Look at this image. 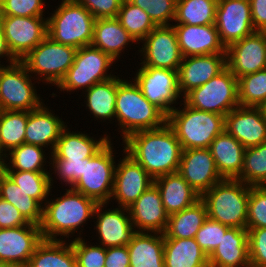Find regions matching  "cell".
<instances>
[{
	"mask_svg": "<svg viewBox=\"0 0 266 267\" xmlns=\"http://www.w3.org/2000/svg\"><path fill=\"white\" fill-rule=\"evenodd\" d=\"M108 203H99L94 215L96 234H98L99 245L104 248L126 246L131 241L136 229L132 224L129 210L124 207L110 208L104 210ZM104 210V211H102ZM126 212V213H125Z\"/></svg>",
	"mask_w": 266,
	"mask_h": 267,
	"instance_id": "obj_19",
	"label": "cell"
},
{
	"mask_svg": "<svg viewBox=\"0 0 266 267\" xmlns=\"http://www.w3.org/2000/svg\"><path fill=\"white\" fill-rule=\"evenodd\" d=\"M154 184L160 192L168 215L190 207L201 198L178 172L157 177Z\"/></svg>",
	"mask_w": 266,
	"mask_h": 267,
	"instance_id": "obj_29",
	"label": "cell"
},
{
	"mask_svg": "<svg viewBox=\"0 0 266 267\" xmlns=\"http://www.w3.org/2000/svg\"><path fill=\"white\" fill-rule=\"evenodd\" d=\"M29 267H77L71 242L43 239L28 262Z\"/></svg>",
	"mask_w": 266,
	"mask_h": 267,
	"instance_id": "obj_34",
	"label": "cell"
},
{
	"mask_svg": "<svg viewBox=\"0 0 266 267\" xmlns=\"http://www.w3.org/2000/svg\"><path fill=\"white\" fill-rule=\"evenodd\" d=\"M230 227L207 217L197 231L195 240L200 248L209 256L220 244L224 234Z\"/></svg>",
	"mask_w": 266,
	"mask_h": 267,
	"instance_id": "obj_47",
	"label": "cell"
},
{
	"mask_svg": "<svg viewBox=\"0 0 266 267\" xmlns=\"http://www.w3.org/2000/svg\"><path fill=\"white\" fill-rule=\"evenodd\" d=\"M266 228V186H250L247 228Z\"/></svg>",
	"mask_w": 266,
	"mask_h": 267,
	"instance_id": "obj_46",
	"label": "cell"
},
{
	"mask_svg": "<svg viewBox=\"0 0 266 267\" xmlns=\"http://www.w3.org/2000/svg\"><path fill=\"white\" fill-rule=\"evenodd\" d=\"M247 230L251 267H266V228Z\"/></svg>",
	"mask_w": 266,
	"mask_h": 267,
	"instance_id": "obj_49",
	"label": "cell"
},
{
	"mask_svg": "<svg viewBox=\"0 0 266 267\" xmlns=\"http://www.w3.org/2000/svg\"><path fill=\"white\" fill-rule=\"evenodd\" d=\"M172 26L177 34L179 48L183 57L210 54H226L218 30L214 24L188 25L175 24Z\"/></svg>",
	"mask_w": 266,
	"mask_h": 267,
	"instance_id": "obj_23",
	"label": "cell"
},
{
	"mask_svg": "<svg viewBox=\"0 0 266 267\" xmlns=\"http://www.w3.org/2000/svg\"><path fill=\"white\" fill-rule=\"evenodd\" d=\"M237 180L250 186H266V142L245 149L243 167Z\"/></svg>",
	"mask_w": 266,
	"mask_h": 267,
	"instance_id": "obj_42",
	"label": "cell"
},
{
	"mask_svg": "<svg viewBox=\"0 0 266 267\" xmlns=\"http://www.w3.org/2000/svg\"><path fill=\"white\" fill-rule=\"evenodd\" d=\"M0 267H29V266L28 264L7 263V264H0Z\"/></svg>",
	"mask_w": 266,
	"mask_h": 267,
	"instance_id": "obj_57",
	"label": "cell"
},
{
	"mask_svg": "<svg viewBox=\"0 0 266 267\" xmlns=\"http://www.w3.org/2000/svg\"><path fill=\"white\" fill-rule=\"evenodd\" d=\"M5 173L30 197L42 206L51 194L53 185L52 173L5 170ZM44 201V202H43Z\"/></svg>",
	"mask_w": 266,
	"mask_h": 267,
	"instance_id": "obj_39",
	"label": "cell"
},
{
	"mask_svg": "<svg viewBox=\"0 0 266 267\" xmlns=\"http://www.w3.org/2000/svg\"><path fill=\"white\" fill-rule=\"evenodd\" d=\"M6 153L0 148V175L5 173V169H6V163L8 162L6 161Z\"/></svg>",
	"mask_w": 266,
	"mask_h": 267,
	"instance_id": "obj_56",
	"label": "cell"
},
{
	"mask_svg": "<svg viewBox=\"0 0 266 267\" xmlns=\"http://www.w3.org/2000/svg\"><path fill=\"white\" fill-rule=\"evenodd\" d=\"M239 106L261 107L266 103V69L238 78Z\"/></svg>",
	"mask_w": 266,
	"mask_h": 267,
	"instance_id": "obj_43",
	"label": "cell"
},
{
	"mask_svg": "<svg viewBox=\"0 0 266 267\" xmlns=\"http://www.w3.org/2000/svg\"><path fill=\"white\" fill-rule=\"evenodd\" d=\"M217 171L223 179H237L244 161V146L226 130L220 133L209 147Z\"/></svg>",
	"mask_w": 266,
	"mask_h": 267,
	"instance_id": "obj_28",
	"label": "cell"
},
{
	"mask_svg": "<svg viewBox=\"0 0 266 267\" xmlns=\"http://www.w3.org/2000/svg\"><path fill=\"white\" fill-rule=\"evenodd\" d=\"M83 5L95 19L116 18L123 0H76Z\"/></svg>",
	"mask_w": 266,
	"mask_h": 267,
	"instance_id": "obj_51",
	"label": "cell"
},
{
	"mask_svg": "<svg viewBox=\"0 0 266 267\" xmlns=\"http://www.w3.org/2000/svg\"><path fill=\"white\" fill-rule=\"evenodd\" d=\"M125 156L116 164L112 200L118 202V207L128 208L143 193L154 184V179L148 172L123 149Z\"/></svg>",
	"mask_w": 266,
	"mask_h": 267,
	"instance_id": "obj_16",
	"label": "cell"
},
{
	"mask_svg": "<svg viewBox=\"0 0 266 267\" xmlns=\"http://www.w3.org/2000/svg\"><path fill=\"white\" fill-rule=\"evenodd\" d=\"M214 25L225 48L253 34L250 0H218Z\"/></svg>",
	"mask_w": 266,
	"mask_h": 267,
	"instance_id": "obj_15",
	"label": "cell"
},
{
	"mask_svg": "<svg viewBox=\"0 0 266 267\" xmlns=\"http://www.w3.org/2000/svg\"><path fill=\"white\" fill-rule=\"evenodd\" d=\"M127 248L130 267H165L164 234L136 232Z\"/></svg>",
	"mask_w": 266,
	"mask_h": 267,
	"instance_id": "obj_31",
	"label": "cell"
},
{
	"mask_svg": "<svg viewBox=\"0 0 266 267\" xmlns=\"http://www.w3.org/2000/svg\"><path fill=\"white\" fill-rule=\"evenodd\" d=\"M218 0H177L174 22L188 25L215 24Z\"/></svg>",
	"mask_w": 266,
	"mask_h": 267,
	"instance_id": "obj_37",
	"label": "cell"
},
{
	"mask_svg": "<svg viewBox=\"0 0 266 267\" xmlns=\"http://www.w3.org/2000/svg\"><path fill=\"white\" fill-rule=\"evenodd\" d=\"M131 42L137 43L117 18L95 19L91 46L117 60Z\"/></svg>",
	"mask_w": 266,
	"mask_h": 267,
	"instance_id": "obj_30",
	"label": "cell"
},
{
	"mask_svg": "<svg viewBox=\"0 0 266 267\" xmlns=\"http://www.w3.org/2000/svg\"><path fill=\"white\" fill-rule=\"evenodd\" d=\"M28 111L0 110V148L7 154L25 143Z\"/></svg>",
	"mask_w": 266,
	"mask_h": 267,
	"instance_id": "obj_38",
	"label": "cell"
},
{
	"mask_svg": "<svg viewBox=\"0 0 266 267\" xmlns=\"http://www.w3.org/2000/svg\"><path fill=\"white\" fill-rule=\"evenodd\" d=\"M226 67V54L183 57L178 68V87L181 97L205 84Z\"/></svg>",
	"mask_w": 266,
	"mask_h": 267,
	"instance_id": "obj_22",
	"label": "cell"
},
{
	"mask_svg": "<svg viewBox=\"0 0 266 267\" xmlns=\"http://www.w3.org/2000/svg\"><path fill=\"white\" fill-rule=\"evenodd\" d=\"M225 130L245 149L266 142V119L260 107H236L225 116Z\"/></svg>",
	"mask_w": 266,
	"mask_h": 267,
	"instance_id": "obj_21",
	"label": "cell"
},
{
	"mask_svg": "<svg viewBox=\"0 0 266 267\" xmlns=\"http://www.w3.org/2000/svg\"><path fill=\"white\" fill-rule=\"evenodd\" d=\"M43 103L39 108L28 111L25 143L41 147L50 146L52 154L62 130L67 126Z\"/></svg>",
	"mask_w": 266,
	"mask_h": 267,
	"instance_id": "obj_25",
	"label": "cell"
},
{
	"mask_svg": "<svg viewBox=\"0 0 266 267\" xmlns=\"http://www.w3.org/2000/svg\"><path fill=\"white\" fill-rule=\"evenodd\" d=\"M116 18L137 44L157 27L145 10L132 4L129 0H123Z\"/></svg>",
	"mask_w": 266,
	"mask_h": 267,
	"instance_id": "obj_41",
	"label": "cell"
},
{
	"mask_svg": "<svg viewBox=\"0 0 266 267\" xmlns=\"http://www.w3.org/2000/svg\"><path fill=\"white\" fill-rule=\"evenodd\" d=\"M85 94L86 108L96 120H108L115 118V104L117 94V76L106 81L94 84L83 91ZM111 119V120H110Z\"/></svg>",
	"mask_w": 266,
	"mask_h": 267,
	"instance_id": "obj_35",
	"label": "cell"
},
{
	"mask_svg": "<svg viewBox=\"0 0 266 267\" xmlns=\"http://www.w3.org/2000/svg\"><path fill=\"white\" fill-rule=\"evenodd\" d=\"M104 267H130L127 245L106 248Z\"/></svg>",
	"mask_w": 266,
	"mask_h": 267,
	"instance_id": "obj_53",
	"label": "cell"
},
{
	"mask_svg": "<svg viewBox=\"0 0 266 267\" xmlns=\"http://www.w3.org/2000/svg\"><path fill=\"white\" fill-rule=\"evenodd\" d=\"M60 3L47 17V36L54 42L77 49L90 46L94 16L76 0H62Z\"/></svg>",
	"mask_w": 266,
	"mask_h": 267,
	"instance_id": "obj_6",
	"label": "cell"
},
{
	"mask_svg": "<svg viewBox=\"0 0 266 267\" xmlns=\"http://www.w3.org/2000/svg\"><path fill=\"white\" fill-rule=\"evenodd\" d=\"M209 267H251L248 230L230 227L208 256Z\"/></svg>",
	"mask_w": 266,
	"mask_h": 267,
	"instance_id": "obj_26",
	"label": "cell"
},
{
	"mask_svg": "<svg viewBox=\"0 0 266 267\" xmlns=\"http://www.w3.org/2000/svg\"><path fill=\"white\" fill-rule=\"evenodd\" d=\"M0 197L13 204L29 223L41 225L43 206L27 195L6 173L0 175Z\"/></svg>",
	"mask_w": 266,
	"mask_h": 267,
	"instance_id": "obj_36",
	"label": "cell"
},
{
	"mask_svg": "<svg viewBox=\"0 0 266 267\" xmlns=\"http://www.w3.org/2000/svg\"><path fill=\"white\" fill-rule=\"evenodd\" d=\"M76 52L77 48L54 42L47 36L21 62L30 74L36 75L34 79L57 87L72 66Z\"/></svg>",
	"mask_w": 266,
	"mask_h": 267,
	"instance_id": "obj_7",
	"label": "cell"
},
{
	"mask_svg": "<svg viewBox=\"0 0 266 267\" xmlns=\"http://www.w3.org/2000/svg\"><path fill=\"white\" fill-rule=\"evenodd\" d=\"M4 58V57H7V61L6 63L8 62V64H12L16 61H18L10 52L9 50V47L7 45V42H6V38H5V35H4V31H3V28H2V25L0 23V60L1 58ZM0 66H4L1 64V61H0Z\"/></svg>",
	"mask_w": 266,
	"mask_h": 267,
	"instance_id": "obj_55",
	"label": "cell"
},
{
	"mask_svg": "<svg viewBox=\"0 0 266 267\" xmlns=\"http://www.w3.org/2000/svg\"><path fill=\"white\" fill-rule=\"evenodd\" d=\"M66 126L57 140L53 153L49 160H82L93 157L99 152L111 139L104 134L103 137L95 139L87 133L71 132Z\"/></svg>",
	"mask_w": 266,
	"mask_h": 267,
	"instance_id": "obj_27",
	"label": "cell"
},
{
	"mask_svg": "<svg viewBox=\"0 0 266 267\" xmlns=\"http://www.w3.org/2000/svg\"><path fill=\"white\" fill-rule=\"evenodd\" d=\"M44 153L41 146L23 143L6 154L9 162L5 170L49 172L44 167L46 162L50 163Z\"/></svg>",
	"mask_w": 266,
	"mask_h": 267,
	"instance_id": "obj_40",
	"label": "cell"
},
{
	"mask_svg": "<svg viewBox=\"0 0 266 267\" xmlns=\"http://www.w3.org/2000/svg\"><path fill=\"white\" fill-rule=\"evenodd\" d=\"M11 54L21 61L47 37V18L43 16H0Z\"/></svg>",
	"mask_w": 266,
	"mask_h": 267,
	"instance_id": "obj_13",
	"label": "cell"
},
{
	"mask_svg": "<svg viewBox=\"0 0 266 267\" xmlns=\"http://www.w3.org/2000/svg\"><path fill=\"white\" fill-rule=\"evenodd\" d=\"M128 210L136 232L164 233L169 215L155 184L147 188Z\"/></svg>",
	"mask_w": 266,
	"mask_h": 267,
	"instance_id": "obj_24",
	"label": "cell"
},
{
	"mask_svg": "<svg viewBox=\"0 0 266 267\" xmlns=\"http://www.w3.org/2000/svg\"><path fill=\"white\" fill-rule=\"evenodd\" d=\"M111 140L93 157L84 159L83 175L71 187L96 200L109 203L114 185L116 162Z\"/></svg>",
	"mask_w": 266,
	"mask_h": 267,
	"instance_id": "obj_10",
	"label": "cell"
},
{
	"mask_svg": "<svg viewBox=\"0 0 266 267\" xmlns=\"http://www.w3.org/2000/svg\"><path fill=\"white\" fill-rule=\"evenodd\" d=\"M207 217L206 204L200 198L190 207L169 215L164 238H195Z\"/></svg>",
	"mask_w": 266,
	"mask_h": 267,
	"instance_id": "obj_33",
	"label": "cell"
},
{
	"mask_svg": "<svg viewBox=\"0 0 266 267\" xmlns=\"http://www.w3.org/2000/svg\"><path fill=\"white\" fill-rule=\"evenodd\" d=\"M177 172L200 196L223 180L209 148L182 150Z\"/></svg>",
	"mask_w": 266,
	"mask_h": 267,
	"instance_id": "obj_18",
	"label": "cell"
},
{
	"mask_svg": "<svg viewBox=\"0 0 266 267\" xmlns=\"http://www.w3.org/2000/svg\"><path fill=\"white\" fill-rule=\"evenodd\" d=\"M55 174L58 175L62 182H66V186L72 187L78 179L83 175L84 159L80 160H50Z\"/></svg>",
	"mask_w": 266,
	"mask_h": 267,
	"instance_id": "obj_50",
	"label": "cell"
},
{
	"mask_svg": "<svg viewBox=\"0 0 266 267\" xmlns=\"http://www.w3.org/2000/svg\"><path fill=\"white\" fill-rule=\"evenodd\" d=\"M81 230L79 237L71 240L72 248L75 253L77 267H104L106 248L102 245H90L81 237Z\"/></svg>",
	"mask_w": 266,
	"mask_h": 267,
	"instance_id": "obj_44",
	"label": "cell"
},
{
	"mask_svg": "<svg viewBox=\"0 0 266 267\" xmlns=\"http://www.w3.org/2000/svg\"><path fill=\"white\" fill-rule=\"evenodd\" d=\"M260 108H261V110L263 112V115H264V117L266 119V103H264Z\"/></svg>",
	"mask_w": 266,
	"mask_h": 267,
	"instance_id": "obj_58",
	"label": "cell"
},
{
	"mask_svg": "<svg viewBox=\"0 0 266 267\" xmlns=\"http://www.w3.org/2000/svg\"><path fill=\"white\" fill-rule=\"evenodd\" d=\"M250 185L237 179H223L206 191L208 218L229 227L247 228V208Z\"/></svg>",
	"mask_w": 266,
	"mask_h": 267,
	"instance_id": "obj_5",
	"label": "cell"
},
{
	"mask_svg": "<svg viewBox=\"0 0 266 267\" xmlns=\"http://www.w3.org/2000/svg\"><path fill=\"white\" fill-rule=\"evenodd\" d=\"M165 267H209L208 255L195 238H164Z\"/></svg>",
	"mask_w": 266,
	"mask_h": 267,
	"instance_id": "obj_32",
	"label": "cell"
},
{
	"mask_svg": "<svg viewBox=\"0 0 266 267\" xmlns=\"http://www.w3.org/2000/svg\"><path fill=\"white\" fill-rule=\"evenodd\" d=\"M143 96L167 116L180 98L178 71L154 67H140L133 79ZM172 104V105H171Z\"/></svg>",
	"mask_w": 266,
	"mask_h": 267,
	"instance_id": "obj_12",
	"label": "cell"
},
{
	"mask_svg": "<svg viewBox=\"0 0 266 267\" xmlns=\"http://www.w3.org/2000/svg\"><path fill=\"white\" fill-rule=\"evenodd\" d=\"M115 62L110 55L91 45L81 47L77 49L72 66L57 85V88H60V91L63 92H72L77 89L85 91L96 83L116 76L112 72L107 74V71Z\"/></svg>",
	"mask_w": 266,
	"mask_h": 267,
	"instance_id": "obj_9",
	"label": "cell"
},
{
	"mask_svg": "<svg viewBox=\"0 0 266 267\" xmlns=\"http://www.w3.org/2000/svg\"><path fill=\"white\" fill-rule=\"evenodd\" d=\"M42 240L40 226L36 224L0 229V264H28Z\"/></svg>",
	"mask_w": 266,
	"mask_h": 267,
	"instance_id": "obj_20",
	"label": "cell"
},
{
	"mask_svg": "<svg viewBox=\"0 0 266 267\" xmlns=\"http://www.w3.org/2000/svg\"><path fill=\"white\" fill-rule=\"evenodd\" d=\"M44 0H3L0 16L36 17L44 16Z\"/></svg>",
	"mask_w": 266,
	"mask_h": 267,
	"instance_id": "obj_48",
	"label": "cell"
},
{
	"mask_svg": "<svg viewBox=\"0 0 266 267\" xmlns=\"http://www.w3.org/2000/svg\"><path fill=\"white\" fill-rule=\"evenodd\" d=\"M139 53L141 67H154L178 71L182 62L177 34L174 27L157 26L142 41Z\"/></svg>",
	"mask_w": 266,
	"mask_h": 267,
	"instance_id": "obj_14",
	"label": "cell"
},
{
	"mask_svg": "<svg viewBox=\"0 0 266 267\" xmlns=\"http://www.w3.org/2000/svg\"><path fill=\"white\" fill-rule=\"evenodd\" d=\"M115 118L123 140L132 133L157 129L167 123V115L143 96L133 80L118 76Z\"/></svg>",
	"mask_w": 266,
	"mask_h": 267,
	"instance_id": "obj_3",
	"label": "cell"
},
{
	"mask_svg": "<svg viewBox=\"0 0 266 267\" xmlns=\"http://www.w3.org/2000/svg\"><path fill=\"white\" fill-rule=\"evenodd\" d=\"M226 64L237 79L266 69V32L255 31L228 46Z\"/></svg>",
	"mask_w": 266,
	"mask_h": 267,
	"instance_id": "obj_17",
	"label": "cell"
},
{
	"mask_svg": "<svg viewBox=\"0 0 266 267\" xmlns=\"http://www.w3.org/2000/svg\"><path fill=\"white\" fill-rule=\"evenodd\" d=\"M63 196L47 199L43 205V219L40 225L43 239L62 240L74 235L90 218H94L96 200L73 190L65 189ZM60 235V239L57 238Z\"/></svg>",
	"mask_w": 266,
	"mask_h": 267,
	"instance_id": "obj_2",
	"label": "cell"
},
{
	"mask_svg": "<svg viewBox=\"0 0 266 267\" xmlns=\"http://www.w3.org/2000/svg\"><path fill=\"white\" fill-rule=\"evenodd\" d=\"M145 10L157 26H171L176 15L177 0H129Z\"/></svg>",
	"mask_w": 266,
	"mask_h": 267,
	"instance_id": "obj_45",
	"label": "cell"
},
{
	"mask_svg": "<svg viewBox=\"0 0 266 267\" xmlns=\"http://www.w3.org/2000/svg\"><path fill=\"white\" fill-rule=\"evenodd\" d=\"M122 143L124 151L153 179L178 171L183 149L167 123L157 129L132 133Z\"/></svg>",
	"mask_w": 266,
	"mask_h": 267,
	"instance_id": "obj_1",
	"label": "cell"
},
{
	"mask_svg": "<svg viewBox=\"0 0 266 267\" xmlns=\"http://www.w3.org/2000/svg\"><path fill=\"white\" fill-rule=\"evenodd\" d=\"M250 5L254 30L266 32V0H250Z\"/></svg>",
	"mask_w": 266,
	"mask_h": 267,
	"instance_id": "obj_54",
	"label": "cell"
},
{
	"mask_svg": "<svg viewBox=\"0 0 266 267\" xmlns=\"http://www.w3.org/2000/svg\"><path fill=\"white\" fill-rule=\"evenodd\" d=\"M182 99L194 109L226 116L239 106L238 79L226 67L205 84L192 89Z\"/></svg>",
	"mask_w": 266,
	"mask_h": 267,
	"instance_id": "obj_8",
	"label": "cell"
},
{
	"mask_svg": "<svg viewBox=\"0 0 266 267\" xmlns=\"http://www.w3.org/2000/svg\"><path fill=\"white\" fill-rule=\"evenodd\" d=\"M32 76L21 61L0 66V110L31 111L44 103Z\"/></svg>",
	"mask_w": 266,
	"mask_h": 267,
	"instance_id": "obj_11",
	"label": "cell"
},
{
	"mask_svg": "<svg viewBox=\"0 0 266 267\" xmlns=\"http://www.w3.org/2000/svg\"><path fill=\"white\" fill-rule=\"evenodd\" d=\"M167 116V124L173 129L183 150L209 148L211 142L225 130V116L200 111L188 106L183 100Z\"/></svg>",
	"mask_w": 266,
	"mask_h": 267,
	"instance_id": "obj_4",
	"label": "cell"
},
{
	"mask_svg": "<svg viewBox=\"0 0 266 267\" xmlns=\"http://www.w3.org/2000/svg\"><path fill=\"white\" fill-rule=\"evenodd\" d=\"M29 224L31 223L24 218L13 204L0 197V229Z\"/></svg>",
	"mask_w": 266,
	"mask_h": 267,
	"instance_id": "obj_52",
	"label": "cell"
}]
</instances>
